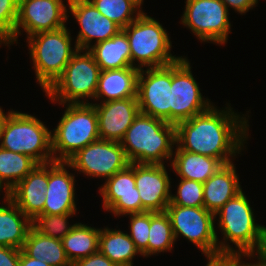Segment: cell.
<instances>
[{
	"mask_svg": "<svg viewBox=\"0 0 266 266\" xmlns=\"http://www.w3.org/2000/svg\"><path fill=\"white\" fill-rule=\"evenodd\" d=\"M171 221L175 240L183 237L204 253L218 251L215 214L204 207L168 205L165 211Z\"/></svg>",
	"mask_w": 266,
	"mask_h": 266,
	"instance_id": "obj_10",
	"label": "cell"
},
{
	"mask_svg": "<svg viewBox=\"0 0 266 266\" xmlns=\"http://www.w3.org/2000/svg\"><path fill=\"white\" fill-rule=\"evenodd\" d=\"M129 215V216H128ZM130 217L129 230L130 238L143 258H148V238L150 228V211L142 213H131L124 215Z\"/></svg>",
	"mask_w": 266,
	"mask_h": 266,
	"instance_id": "obj_35",
	"label": "cell"
},
{
	"mask_svg": "<svg viewBox=\"0 0 266 266\" xmlns=\"http://www.w3.org/2000/svg\"><path fill=\"white\" fill-rule=\"evenodd\" d=\"M19 266H51L46 262H41L38 259L32 258L27 256L21 249H20V260Z\"/></svg>",
	"mask_w": 266,
	"mask_h": 266,
	"instance_id": "obj_41",
	"label": "cell"
},
{
	"mask_svg": "<svg viewBox=\"0 0 266 266\" xmlns=\"http://www.w3.org/2000/svg\"><path fill=\"white\" fill-rule=\"evenodd\" d=\"M243 257V258H242ZM246 257L245 260H249V261H253L255 263H249V262H245V261H242L244 258ZM248 257V258H247ZM253 258V259H252ZM257 259V260H256ZM236 266H266V259L260 254V253H255V254H240L239 258H238V261L236 263Z\"/></svg>",
	"mask_w": 266,
	"mask_h": 266,
	"instance_id": "obj_40",
	"label": "cell"
},
{
	"mask_svg": "<svg viewBox=\"0 0 266 266\" xmlns=\"http://www.w3.org/2000/svg\"><path fill=\"white\" fill-rule=\"evenodd\" d=\"M169 175L166 164L135 163V186L147 211H166L172 193Z\"/></svg>",
	"mask_w": 266,
	"mask_h": 266,
	"instance_id": "obj_17",
	"label": "cell"
},
{
	"mask_svg": "<svg viewBox=\"0 0 266 266\" xmlns=\"http://www.w3.org/2000/svg\"><path fill=\"white\" fill-rule=\"evenodd\" d=\"M76 214L38 215L32 221V226L43 235L62 240L75 226L76 223L69 225L68 219L74 217V215L76 216Z\"/></svg>",
	"mask_w": 266,
	"mask_h": 266,
	"instance_id": "obj_32",
	"label": "cell"
},
{
	"mask_svg": "<svg viewBox=\"0 0 266 266\" xmlns=\"http://www.w3.org/2000/svg\"><path fill=\"white\" fill-rule=\"evenodd\" d=\"M249 200L242 190L215 213V221H218L215 224L223 237L221 241L217 240L218 251L240 254L260 252L265 225L255 222L257 220Z\"/></svg>",
	"mask_w": 266,
	"mask_h": 266,
	"instance_id": "obj_3",
	"label": "cell"
},
{
	"mask_svg": "<svg viewBox=\"0 0 266 266\" xmlns=\"http://www.w3.org/2000/svg\"><path fill=\"white\" fill-rule=\"evenodd\" d=\"M126 231L100 228L99 251L116 266H133L135 256H142Z\"/></svg>",
	"mask_w": 266,
	"mask_h": 266,
	"instance_id": "obj_26",
	"label": "cell"
},
{
	"mask_svg": "<svg viewBox=\"0 0 266 266\" xmlns=\"http://www.w3.org/2000/svg\"><path fill=\"white\" fill-rule=\"evenodd\" d=\"M259 253L266 259V226L264 227L263 245Z\"/></svg>",
	"mask_w": 266,
	"mask_h": 266,
	"instance_id": "obj_43",
	"label": "cell"
},
{
	"mask_svg": "<svg viewBox=\"0 0 266 266\" xmlns=\"http://www.w3.org/2000/svg\"><path fill=\"white\" fill-rule=\"evenodd\" d=\"M102 140L121 142L127 129L140 113L137 97L93 103Z\"/></svg>",
	"mask_w": 266,
	"mask_h": 266,
	"instance_id": "obj_19",
	"label": "cell"
},
{
	"mask_svg": "<svg viewBox=\"0 0 266 266\" xmlns=\"http://www.w3.org/2000/svg\"><path fill=\"white\" fill-rule=\"evenodd\" d=\"M226 6L228 11L230 8L240 15H245L249 10L257 6L258 0H221Z\"/></svg>",
	"mask_w": 266,
	"mask_h": 266,
	"instance_id": "obj_39",
	"label": "cell"
},
{
	"mask_svg": "<svg viewBox=\"0 0 266 266\" xmlns=\"http://www.w3.org/2000/svg\"><path fill=\"white\" fill-rule=\"evenodd\" d=\"M207 259L205 266H236L240 253L217 251L214 253H204Z\"/></svg>",
	"mask_w": 266,
	"mask_h": 266,
	"instance_id": "obj_36",
	"label": "cell"
},
{
	"mask_svg": "<svg viewBox=\"0 0 266 266\" xmlns=\"http://www.w3.org/2000/svg\"><path fill=\"white\" fill-rule=\"evenodd\" d=\"M123 30L129 41L132 67L141 70L167 66L182 57L171 53L172 42L168 32L145 12Z\"/></svg>",
	"mask_w": 266,
	"mask_h": 266,
	"instance_id": "obj_5",
	"label": "cell"
},
{
	"mask_svg": "<svg viewBox=\"0 0 266 266\" xmlns=\"http://www.w3.org/2000/svg\"><path fill=\"white\" fill-rule=\"evenodd\" d=\"M190 64L186 56L171 64V123L175 125L207 111L213 105L212 101L203 97Z\"/></svg>",
	"mask_w": 266,
	"mask_h": 266,
	"instance_id": "obj_11",
	"label": "cell"
},
{
	"mask_svg": "<svg viewBox=\"0 0 266 266\" xmlns=\"http://www.w3.org/2000/svg\"><path fill=\"white\" fill-rule=\"evenodd\" d=\"M171 64L141 69L137 100L141 113L171 123Z\"/></svg>",
	"mask_w": 266,
	"mask_h": 266,
	"instance_id": "obj_13",
	"label": "cell"
},
{
	"mask_svg": "<svg viewBox=\"0 0 266 266\" xmlns=\"http://www.w3.org/2000/svg\"><path fill=\"white\" fill-rule=\"evenodd\" d=\"M20 249L0 246V266H19Z\"/></svg>",
	"mask_w": 266,
	"mask_h": 266,
	"instance_id": "obj_38",
	"label": "cell"
},
{
	"mask_svg": "<svg viewBox=\"0 0 266 266\" xmlns=\"http://www.w3.org/2000/svg\"><path fill=\"white\" fill-rule=\"evenodd\" d=\"M235 165H223L203 183L204 208L213 214L242 191Z\"/></svg>",
	"mask_w": 266,
	"mask_h": 266,
	"instance_id": "obj_21",
	"label": "cell"
},
{
	"mask_svg": "<svg viewBox=\"0 0 266 266\" xmlns=\"http://www.w3.org/2000/svg\"><path fill=\"white\" fill-rule=\"evenodd\" d=\"M176 240L166 212L150 211L148 257L161 252H172Z\"/></svg>",
	"mask_w": 266,
	"mask_h": 266,
	"instance_id": "obj_30",
	"label": "cell"
},
{
	"mask_svg": "<svg viewBox=\"0 0 266 266\" xmlns=\"http://www.w3.org/2000/svg\"><path fill=\"white\" fill-rule=\"evenodd\" d=\"M100 73L93 55L79 49L45 96L54 104L90 103L88 99H95Z\"/></svg>",
	"mask_w": 266,
	"mask_h": 266,
	"instance_id": "obj_8",
	"label": "cell"
},
{
	"mask_svg": "<svg viewBox=\"0 0 266 266\" xmlns=\"http://www.w3.org/2000/svg\"><path fill=\"white\" fill-rule=\"evenodd\" d=\"M88 51L101 71L132 67L129 41L123 29L112 38L91 46Z\"/></svg>",
	"mask_w": 266,
	"mask_h": 266,
	"instance_id": "obj_25",
	"label": "cell"
},
{
	"mask_svg": "<svg viewBox=\"0 0 266 266\" xmlns=\"http://www.w3.org/2000/svg\"><path fill=\"white\" fill-rule=\"evenodd\" d=\"M175 147L169 165L179 178L204 183L224 165L219 159Z\"/></svg>",
	"mask_w": 266,
	"mask_h": 266,
	"instance_id": "obj_24",
	"label": "cell"
},
{
	"mask_svg": "<svg viewBox=\"0 0 266 266\" xmlns=\"http://www.w3.org/2000/svg\"><path fill=\"white\" fill-rule=\"evenodd\" d=\"M68 5L65 0H19L15 44H18L22 32L27 38L66 26L70 16Z\"/></svg>",
	"mask_w": 266,
	"mask_h": 266,
	"instance_id": "obj_14",
	"label": "cell"
},
{
	"mask_svg": "<svg viewBox=\"0 0 266 266\" xmlns=\"http://www.w3.org/2000/svg\"><path fill=\"white\" fill-rule=\"evenodd\" d=\"M72 171L107 180L130 165L120 142L99 139L77 151L66 161Z\"/></svg>",
	"mask_w": 266,
	"mask_h": 266,
	"instance_id": "obj_12",
	"label": "cell"
},
{
	"mask_svg": "<svg viewBox=\"0 0 266 266\" xmlns=\"http://www.w3.org/2000/svg\"><path fill=\"white\" fill-rule=\"evenodd\" d=\"M99 189L103 210L114 214L116 218L147 210L142 206L139 192L135 186V163L117 172L104 181Z\"/></svg>",
	"mask_w": 266,
	"mask_h": 266,
	"instance_id": "obj_15",
	"label": "cell"
},
{
	"mask_svg": "<svg viewBox=\"0 0 266 266\" xmlns=\"http://www.w3.org/2000/svg\"><path fill=\"white\" fill-rule=\"evenodd\" d=\"M100 228L76 223L72 230L61 240L70 262L88 257L99 251Z\"/></svg>",
	"mask_w": 266,
	"mask_h": 266,
	"instance_id": "obj_28",
	"label": "cell"
},
{
	"mask_svg": "<svg viewBox=\"0 0 266 266\" xmlns=\"http://www.w3.org/2000/svg\"><path fill=\"white\" fill-rule=\"evenodd\" d=\"M70 169L71 166L66 161L48 163V186L43 214L77 213V202H75L77 199L75 197L76 175L71 173Z\"/></svg>",
	"mask_w": 266,
	"mask_h": 266,
	"instance_id": "obj_18",
	"label": "cell"
},
{
	"mask_svg": "<svg viewBox=\"0 0 266 266\" xmlns=\"http://www.w3.org/2000/svg\"><path fill=\"white\" fill-rule=\"evenodd\" d=\"M0 202V246L22 249L32 221L4 195Z\"/></svg>",
	"mask_w": 266,
	"mask_h": 266,
	"instance_id": "obj_23",
	"label": "cell"
},
{
	"mask_svg": "<svg viewBox=\"0 0 266 266\" xmlns=\"http://www.w3.org/2000/svg\"><path fill=\"white\" fill-rule=\"evenodd\" d=\"M176 189V194L171 193L169 205L204 207L203 183L180 178Z\"/></svg>",
	"mask_w": 266,
	"mask_h": 266,
	"instance_id": "obj_33",
	"label": "cell"
},
{
	"mask_svg": "<svg viewBox=\"0 0 266 266\" xmlns=\"http://www.w3.org/2000/svg\"><path fill=\"white\" fill-rule=\"evenodd\" d=\"M214 105L175 125L176 145L181 150L219 159L224 165L230 164L242 153L249 138V111H246L247 115H240L230 103L221 110Z\"/></svg>",
	"mask_w": 266,
	"mask_h": 266,
	"instance_id": "obj_1",
	"label": "cell"
},
{
	"mask_svg": "<svg viewBox=\"0 0 266 266\" xmlns=\"http://www.w3.org/2000/svg\"><path fill=\"white\" fill-rule=\"evenodd\" d=\"M66 2L69 4L68 13L73 15L80 26L75 40L78 49L88 50L122 30L118 24L100 13L89 0H66Z\"/></svg>",
	"mask_w": 266,
	"mask_h": 266,
	"instance_id": "obj_16",
	"label": "cell"
},
{
	"mask_svg": "<svg viewBox=\"0 0 266 266\" xmlns=\"http://www.w3.org/2000/svg\"><path fill=\"white\" fill-rule=\"evenodd\" d=\"M48 186V163L37 166L6 195L33 221L43 215Z\"/></svg>",
	"mask_w": 266,
	"mask_h": 266,
	"instance_id": "obj_20",
	"label": "cell"
},
{
	"mask_svg": "<svg viewBox=\"0 0 266 266\" xmlns=\"http://www.w3.org/2000/svg\"><path fill=\"white\" fill-rule=\"evenodd\" d=\"M64 113L51 130L54 161H67L77 151L100 139L96 109L92 103L59 104Z\"/></svg>",
	"mask_w": 266,
	"mask_h": 266,
	"instance_id": "obj_6",
	"label": "cell"
},
{
	"mask_svg": "<svg viewBox=\"0 0 266 266\" xmlns=\"http://www.w3.org/2000/svg\"><path fill=\"white\" fill-rule=\"evenodd\" d=\"M74 38L64 26L27 37L28 51L33 62L36 82L45 93L62 75L71 57L79 50Z\"/></svg>",
	"mask_w": 266,
	"mask_h": 266,
	"instance_id": "obj_4",
	"label": "cell"
},
{
	"mask_svg": "<svg viewBox=\"0 0 266 266\" xmlns=\"http://www.w3.org/2000/svg\"><path fill=\"white\" fill-rule=\"evenodd\" d=\"M30 156L0 147V190L6 195L19 181L23 180L36 166Z\"/></svg>",
	"mask_w": 266,
	"mask_h": 266,
	"instance_id": "obj_29",
	"label": "cell"
},
{
	"mask_svg": "<svg viewBox=\"0 0 266 266\" xmlns=\"http://www.w3.org/2000/svg\"><path fill=\"white\" fill-rule=\"evenodd\" d=\"M36 116L12 110L6 118L0 147L30 156L38 164L54 161L51 130Z\"/></svg>",
	"mask_w": 266,
	"mask_h": 266,
	"instance_id": "obj_7",
	"label": "cell"
},
{
	"mask_svg": "<svg viewBox=\"0 0 266 266\" xmlns=\"http://www.w3.org/2000/svg\"><path fill=\"white\" fill-rule=\"evenodd\" d=\"M13 109L11 110H8V112L4 113L5 111L2 109V107L0 106V136L2 134V131H3V127H4V124H5V121H6V118L7 116L9 115V113L12 111Z\"/></svg>",
	"mask_w": 266,
	"mask_h": 266,
	"instance_id": "obj_42",
	"label": "cell"
},
{
	"mask_svg": "<svg viewBox=\"0 0 266 266\" xmlns=\"http://www.w3.org/2000/svg\"><path fill=\"white\" fill-rule=\"evenodd\" d=\"M139 71L135 67L101 71L94 103L137 97Z\"/></svg>",
	"mask_w": 266,
	"mask_h": 266,
	"instance_id": "obj_22",
	"label": "cell"
},
{
	"mask_svg": "<svg viewBox=\"0 0 266 266\" xmlns=\"http://www.w3.org/2000/svg\"><path fill=\"white\" fill-rule=\"evenodd\" d=\"M120 143L130 163L165 164L174 153L176 126L140 112Z\"/></svg>",
	"mask_w": 266,
	"mask_h": 266,
	"instance_id": "obj_2",
	"label": "cell"
},
{
	"mask_svg": "<svg viewBox=\"0 0 266 266\" xmlns=\"http://www.w3.org/2000/svg\"><path fill=\"white\" fill-rule=\"evenodd\" d=\"M27 256L46 262L51 266H71L61 240L43 235L33 226L28 231L21 249Z\"/></svg>",
	"mask_w": 266,
	"mask_h": 266,
	"instance_id": "obj_27",
	"label": "cell"
},
{
	"mask_svg": "<svg viewBox=\"0 0 266 266\" xmlns=\"http://www.w3.org/2000/svg\"><path fill=\"white\" fill-rule=\"evenodd\" d=\"M181 23L201 43L225 45L231 34L227 6L221 0H186Z\"/></svg>",
	"mask_w": 266,
	"mask_h": 266,
	"instance_id": "obj_9",
	"label": "cell"
},
{
	"mask_svg": "<svg viewBox=\"0 0 266 266\" xmlns=\"http://www.w3.org/2000/svg\"><path fill=\"white\" fill-rule=\"evenodd\" d=\"M71 266H116L108 257L100 251L86 258L72 262Z\"/></svg>",
	"mask_w": 266,
	"mask_h": 266,
	"instance_id": "obj_37",
	"label": "cell"
},
{
	"mask_svg": "<svg viewBox=\"0 0 266 266\" xmlns=\"http://www.w3.org/2000/svg\"><path fill=\"white\" fill-rule=\"evenodd\" d=\"M100 13L122 29L133 22L142 11L130 0H89Z\"/></svg>",
	"mask_w": 266,
	"mask_h": 266,
	"instance_id": "obj_31",
	"label": "cell"
},
{
	"mask_svg": "<svg viewBox=\"0 0 266 266\" xmlns=\"http://www.w3.org/2000/svg\"><path fill=\"white\" fill-rule=\"evenodd\" d=\"M133 4H135L142 12H144L143 11V7H142V5H144L143 3H144V0H130Z\"/></svg>",
	"mask_w": 266,
	"mask_h": 266,
	"instance_id": "obj_44",
	"label": "cell"
},
{
	"mask_svg": "<svg viewBox=\"0 0 266 266\" xmlns=\"http://www.w3.org/2000/svg\"><path fill=\"white\" fill-rule=\"evenodd\" d=\"M18 5L19 0H0V42L9 48L15 44Z\"/></svg>",
	"mask_w": 266,
	"mask_h": 266,
	"instance_id": "obj_34",
	"label": "cell"
}]
</instances>
